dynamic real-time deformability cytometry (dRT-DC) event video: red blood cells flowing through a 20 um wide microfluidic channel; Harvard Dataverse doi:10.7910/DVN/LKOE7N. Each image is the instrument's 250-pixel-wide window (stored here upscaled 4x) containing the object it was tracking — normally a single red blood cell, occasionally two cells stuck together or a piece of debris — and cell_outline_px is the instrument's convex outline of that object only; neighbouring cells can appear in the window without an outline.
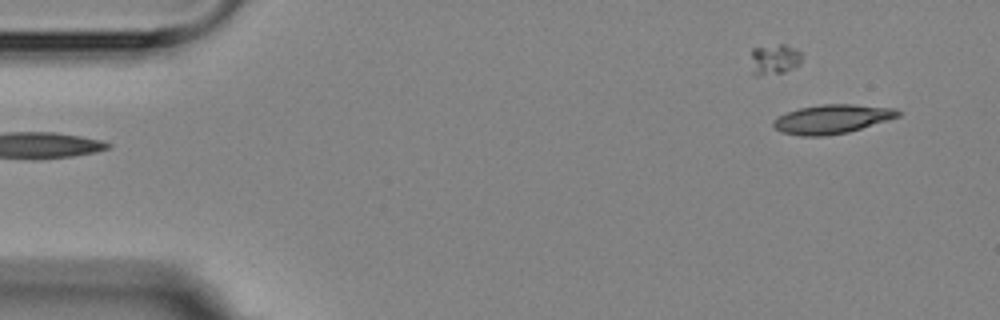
{"species": "Egyptian fruit bat (a non-hibernating species)", "species_latin": "Rousettus aegyptiacus", "temperature_condition": "room temperature", "stored_images_in_passage": 4, "segment_of_instrument_passage": [2, 2], "camera_frame_rate_fps": 3000, "um_per_image_px": 0.085, "animal": {"sex": "female"}, "frame": {"image": 1, "passage_image": 4, "time_ms": 3.333, "image_size_px": [1000, 320], "cell_outline_px": [[900, 116], [888, 120], [848, 132], [824, 136], [800, 136], [780, 132], [772, 124], [772, 120], [788, 112], [800, 108], [820, 104], [852, 104], [896, 108], [900, 112]], "centroid_in_image_um": [70.72, 10.12], "position_along_channel_um": 14.3, "area_um2": 21.04}}